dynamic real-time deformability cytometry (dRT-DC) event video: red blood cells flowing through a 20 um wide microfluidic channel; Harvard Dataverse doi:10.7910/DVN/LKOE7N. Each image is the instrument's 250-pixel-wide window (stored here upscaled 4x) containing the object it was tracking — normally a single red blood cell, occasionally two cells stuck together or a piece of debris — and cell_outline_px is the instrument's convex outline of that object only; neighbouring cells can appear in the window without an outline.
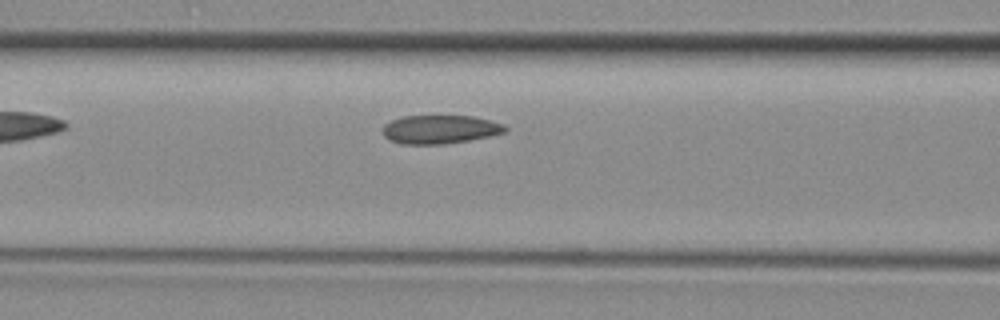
{"species": "common noctule bat (a hibernating species)", "species_latin": "Nyctalus noctula", "temperature_condition": "room temperature", "stored_images_in_passage": 7, "camera_frame_rate_fps": 3000, "um_per_image_px": 0.085, "animal": {"sex": "female", "body_mass_g": 29.2, "forearm_length_mm": 56.3}, "frame": {"image": 1, "passage_image": 7, "time_ms": 2.0, "image_size_px": [1000, 320], "cell_outline_px": [[508, 128], [504, 132], [488, 136], [468, 140], [444, 144], [404, 144], [392, 140], [384, 136], [384, 124], [392, 120], [404, 116], [472, 116], [492, 120], [504, 124]], "centroid_in_image_um": [37.43, 10.99], "position_along_channel_um": 129.2, "area_um2": 20.17}}